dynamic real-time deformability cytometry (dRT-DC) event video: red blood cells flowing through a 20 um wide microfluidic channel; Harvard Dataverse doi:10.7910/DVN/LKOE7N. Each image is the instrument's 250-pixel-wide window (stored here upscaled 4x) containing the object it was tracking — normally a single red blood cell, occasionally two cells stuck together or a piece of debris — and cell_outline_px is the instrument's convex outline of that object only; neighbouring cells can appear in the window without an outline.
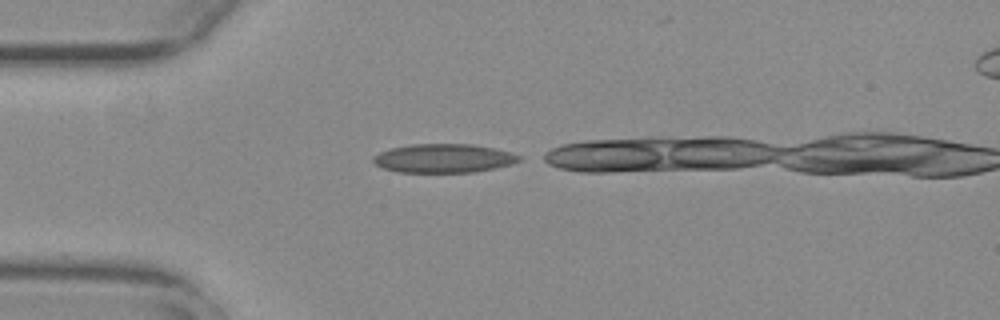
{"species": "common noctule bat (a hibernating species)", "species_latin": "Nyctalus noctula", "temperature_condition": "warm", "stored_images_in_passage": 9, "camera_frame_rate_fps": 3000, "um_per_image_px": 0.085, "animal": {"sex": "female", "body_mass_g": 29.2, "forearm_length_mm": 56.3}, "frame": {"image": 1, "passage_image": 1, "time_ms": 0.0, "image_size_px": [1000, 320], "cell_outline_px": [[520, 160], [512, 164], [496, 168], [476, 172], [396, 172], [384, 168], [376, 164], [372, 160], [372, 156], [380, 152], [392, 148], [412, 144], [472, 144], [492, 148], [508, 152], [520, 156]], "centroid_in_image_um": [37.69, 13.46], "position_along_channel_um": 47.3, "area_um2": 24.33}}
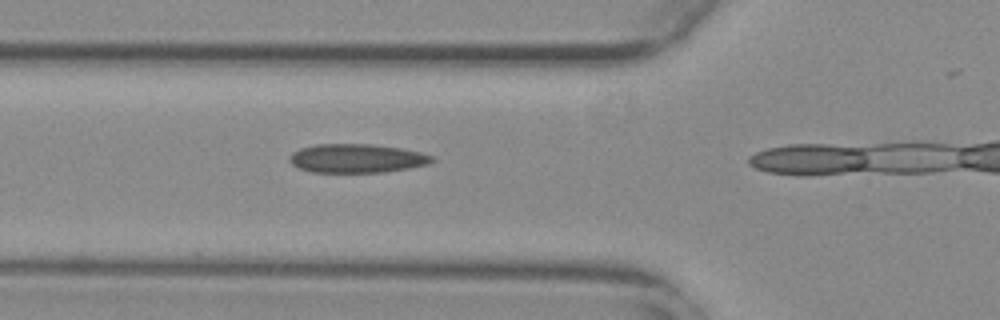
{"frame": {"image": 2, "passage_image": 6, "time_ms": 1.667, "image_size_px": [1000, 320], "cell_outline_px": [[436, 160], [428, 164], [408, 168], [384, 172], [312, 172], [300, 168], [292, 164], [288, 160], [288, 156], [292, 152], [300, 148], [316, 144], [372, 144], [400, 148], [420, 152], [432, 156]], "centroid_in_image_um": [30.3, 13.45], "position_along_channel_um": 95.5, "area_um2": 23.93}}